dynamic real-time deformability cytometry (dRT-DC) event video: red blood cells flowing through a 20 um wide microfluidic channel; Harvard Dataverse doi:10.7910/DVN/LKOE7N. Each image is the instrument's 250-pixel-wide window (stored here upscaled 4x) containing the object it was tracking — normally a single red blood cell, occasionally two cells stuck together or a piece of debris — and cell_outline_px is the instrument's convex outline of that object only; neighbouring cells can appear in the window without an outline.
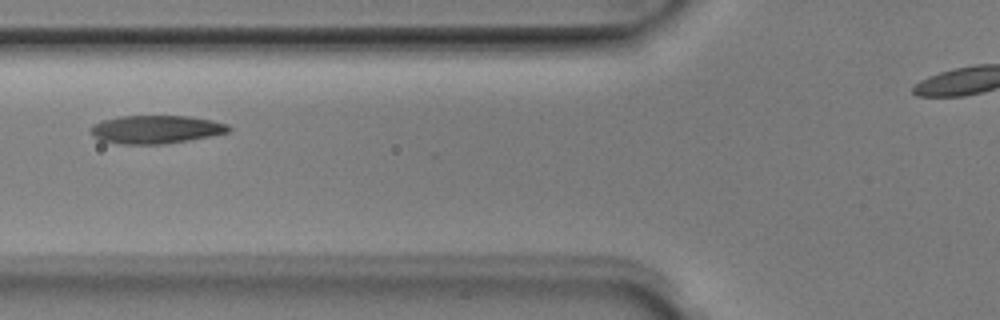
{"species": "Egyptian fruit bat (a non-hibernating species)", "species_latin": "Rousettus aegyptiacus", "temperature_condition": "room temperature", "stored_images_in_passage": 6, "segment_of_instrument_passage": [1, 2], "camera_frame_rate_fps": 3000, "um_per_image_px": 0.085, "animal": {"sex": "male"}, "frame": {"image": 1, "passage_image": 5, "time_ms": 1.333, "image_size_px": [1000, 320], "cell_outline_px": [[232, 128], [228, 132], [188, 140], [164, 144], [120, 144], [100, 140], [92, 136], [92, 128], [96, 124], [104, 120], [120, 116], [188, 116], [212, 120], [228, 124]], "centroid_in_image_um": [13.28, 11.0], "position_along_channel_um": 112.5, "area_um2": 22.43}}